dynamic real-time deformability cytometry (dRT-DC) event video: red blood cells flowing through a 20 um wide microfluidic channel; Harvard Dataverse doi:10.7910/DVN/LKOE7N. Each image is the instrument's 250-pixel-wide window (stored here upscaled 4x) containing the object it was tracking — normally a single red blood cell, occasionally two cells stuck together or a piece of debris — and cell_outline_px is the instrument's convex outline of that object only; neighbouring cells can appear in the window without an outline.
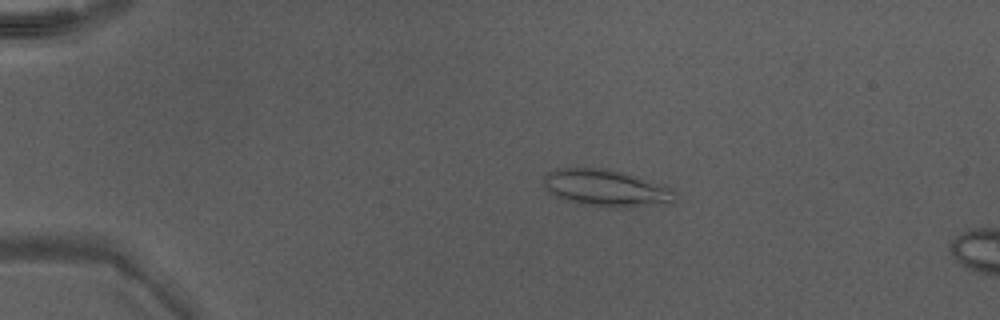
{"species": "Egyptian fruit bat (a non-hibernating species)", "species_latin": "Rousettus aegyptiacus", "temperature_condition": "warm", "stored_images_in_passage": 41, "camera_frame_rate_fps": 3000, "um_per_image_px": 0.085, "animal": {"sex": "male"}, "frame": {"image": 1, "passage_image": 3, "time_ms": 0.667, "image_size_px": [1000, 320], "cell_outline_px": [[672, 200], [652, 204], [628, 208], [608, 208], [580, 204], [556, 196], [548, 192], [544, 184], [544, 176], [548, 172], [556, 168], [600, 168], [624, 172], [672, 188]], "centroid_in_image_um": [51.41, 15.98], "position_along_channel_um": 33.6, "area_um2": 27.8}}
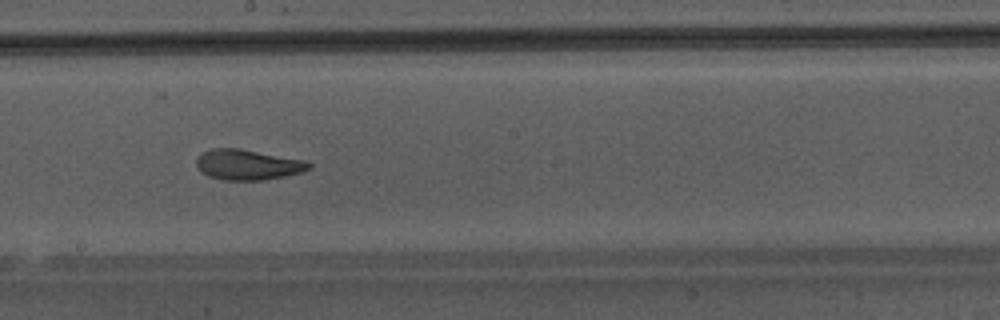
{"frame": {"image": 2, "passage_image": 21, "time_ms": 6.667, "image_size_px": [1000, 320], "cell_outline_px": [[312, 168], [300, 172], [284, 176], [264, 180], [224, 180], [208, 176], [196, 164], [196, 160], [204, 152], [212, 148], [240, 148], [304, 160], [312, 164]], "centroid_in_image_um": [21.09, 13.99], "position_along_channel_um": 227.1, "area_um2": 19.71}}
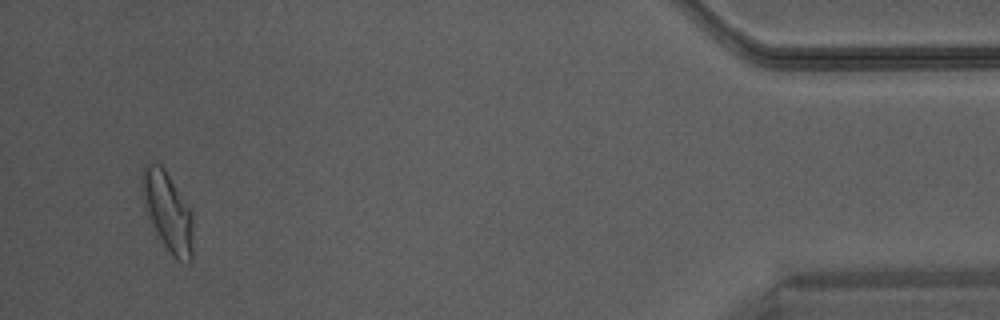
{"frame": {"image": 3, "passage_image": 39, "time_ms": 12.667, "image_size_px": [1000, 320], "cell_outline_px": [[192, 260], [188, 264], [176, 260], [172, 256], [156, 232], [144, 208], [140, 184], [140, 176], [144, 164], [160, 164], [164, 168], [192, 212]], "centroid_in_image_um": [14.23, 17.99], "position_along_channel_um": 421.0, "area_um2": 23.58}}